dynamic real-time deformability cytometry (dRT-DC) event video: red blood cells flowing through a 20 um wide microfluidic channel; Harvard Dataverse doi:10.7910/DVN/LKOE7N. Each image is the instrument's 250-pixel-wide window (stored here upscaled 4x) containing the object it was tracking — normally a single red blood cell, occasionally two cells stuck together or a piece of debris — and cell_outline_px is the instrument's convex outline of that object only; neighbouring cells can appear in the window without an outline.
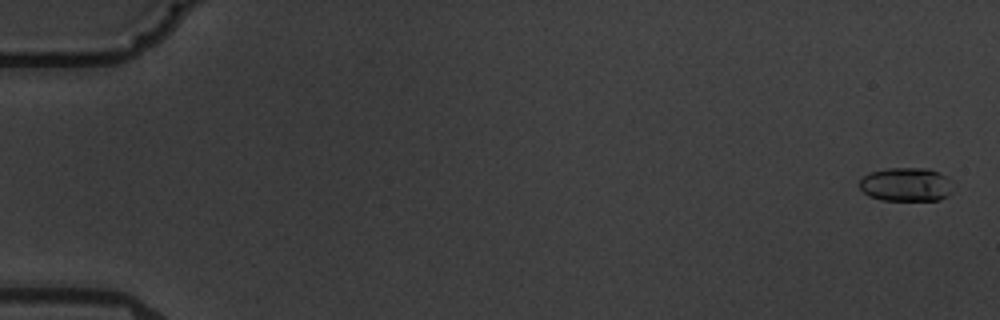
{"species": "common noctule bat (a hibernating species)", "species_latin": "Nyctalus noctula", "temperature_condition": "warm", "stored_images_in_passage": 5, "camera_frame_rate_fps": 3000, "um_per_image_px": 0.085, "animal": {"sex": "male", "body_mass_g": 19.5, "forearm_length_mm": 54.6}, "frame": {"image": 1, "passage_image": 1, "time_ms": 0.0, "image_size_px": [1000, 320], "cell_outline_px": [[948, 196], [940, 200], [884, 200], [868, 196], [860, 188], [860, 180], [864, 176], [872, 172], [888, 168], [928, 168], [944, 176], [948, 180]], "centroid_in_image_um": [76.95, 15.69], "position_along_channel_um": 8.0, "area_um2": 17.92}}
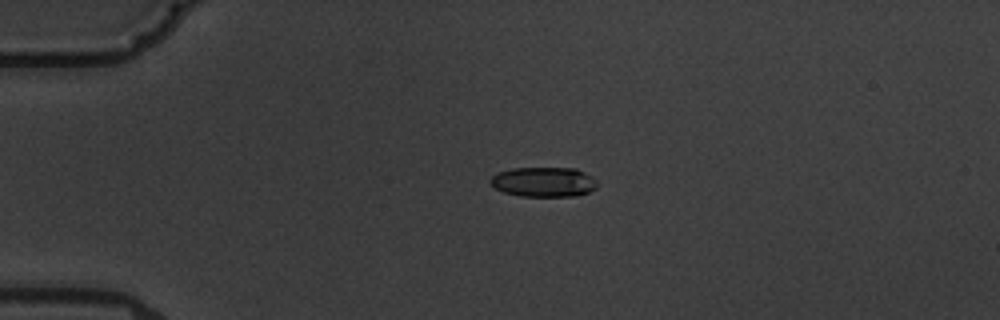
{"frame": {"image": 2, "passage_image": 4, "time_ms": 4.333, "image_size_px": [1000, 320], "cell_outline_px": [[596, 188], [588, 192], [576, 196], [520, 196], [504, 192], [496, 188], [488, 180], [492, 176], [500, 172], [512, 168], [576, 168], [592, 176], [596, 180]], "centroid_in_image_um": [46.23, 15.46], "position_along_channel_um": 38.8, "area_um2": 18.5}}